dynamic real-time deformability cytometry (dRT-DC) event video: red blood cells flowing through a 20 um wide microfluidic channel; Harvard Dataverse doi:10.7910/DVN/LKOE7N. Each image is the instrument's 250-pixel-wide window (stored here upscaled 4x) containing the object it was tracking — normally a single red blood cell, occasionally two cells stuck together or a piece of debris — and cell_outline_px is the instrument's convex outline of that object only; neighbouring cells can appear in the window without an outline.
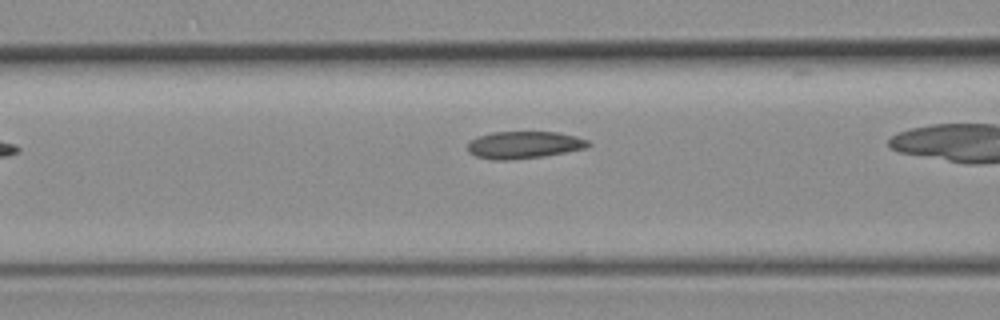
{"species": "common noctule bat (a hibernating species)", "species_latin": "Nyctalus noctula", "temperature_condition": "room temperature", "stored_images_in_passage": 14, "camera_frame_rate_fps": 3000, "um_per_image_px": 0.085, "animal": {"sex": "female", "body_mass_g": 19.3, "forearm_length_mm": 54.1}, "frame": {"image": 1, "passage_image": 3, "time_ms": 0.667, "image_size_px": [1000, 320], "cell_outline_px": [[592, 144], [588, 148], [544, 156], [508, 160], [492, 160], [476, 156], [468, 152], [468, 144], [476, 136], [492, 132], [556, 132], [576, 136], [588, 140]], "centroid_in_image_um": [44.55, 12.32], "position_along_channel_um": 122.0, "area_um2": 19.25}}